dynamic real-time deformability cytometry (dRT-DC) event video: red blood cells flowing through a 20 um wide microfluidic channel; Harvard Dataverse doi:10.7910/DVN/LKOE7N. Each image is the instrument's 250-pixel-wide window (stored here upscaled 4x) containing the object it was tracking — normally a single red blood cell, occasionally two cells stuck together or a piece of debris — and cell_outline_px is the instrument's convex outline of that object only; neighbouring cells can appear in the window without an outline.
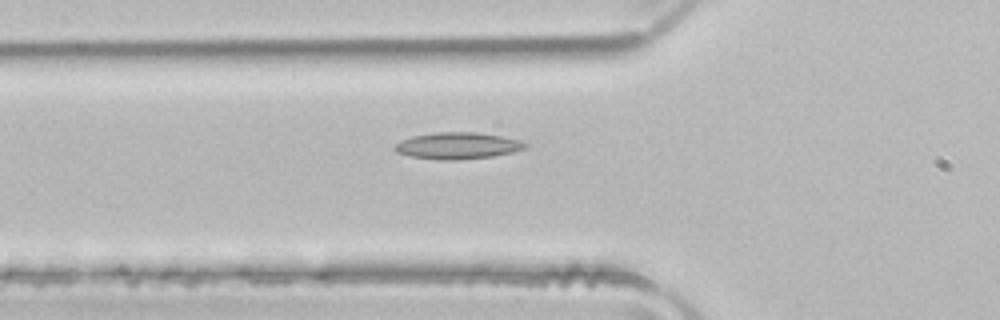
{"species": "common noctule bat (a hibernating species)", "species_latin": "Nyctalus noctula", "temperature_condition": "room temperature", "stored_images_in_passage": 35, "camera_frame_rate_fps": 3000, "um_per_image_px": 0.085, "animal": {"sex": "male", "body_mass_g": 21.5, "forearm_length_mm": 52.0}, "frame": {"image": 1, "passage_image": 2, "time_ms": 0.333, "image_size_px": [1000, 320], "cell_outline_px": [[528, 148], [512, 152], [492, 156], [456, 160], [436, 160], [412, 156], [396, 152], [392, 148], [400, 140], [412, 136], [436, 132], [476, 132], [500, 136], [520, 140], [528, 144]], "centroid_in_image_um": [38.89, 12.38], "position_along_channel_um": 86.9, "area_um2": 20.29}}
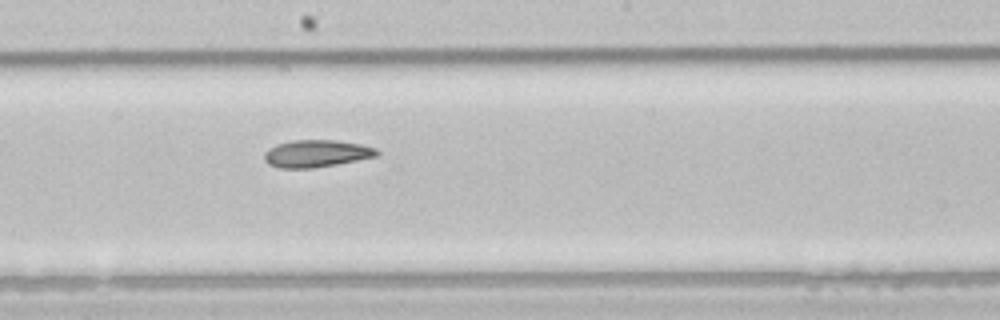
{"frame": {"image": 2, "passage_image": 12, "time_ms": 3.667, "image_size_px": [1000, 320], "cell_outline_px": [[380, 156], [336, 164], [312, 168], [280, 168], [268, 164], [264, 160], [264, 152], [268, 148], [276, 144], [292, 140], [336, 140], [360, 144], [376, 148], [380, 152]], "centroid_in_image_um": [26.9, 13.05], "position_along_channel_um": 221.3, "area_um2": 18.03}}
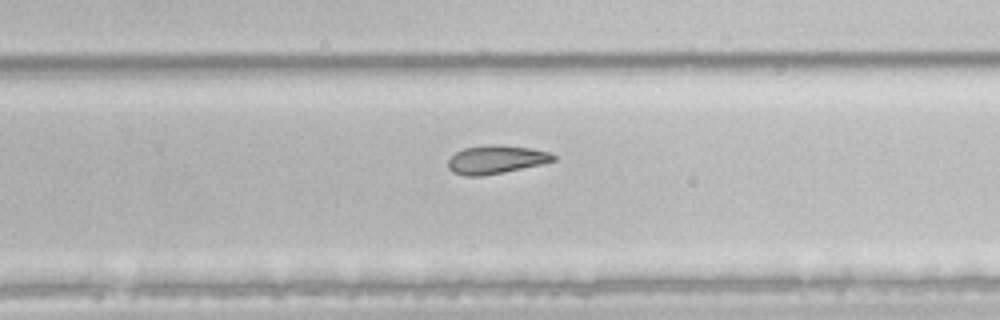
{"frame": {"image": 3, "passage_image": 17, "time_ms": 5.333, "image_size_px": [1000, 320], "cell_outline_px": [[556, 160], [540, 164], [480, 176], [464, 176], [452, 172], [448, 168], [448, 160], [456, 152], [464, 148], [488, 144], [500, 144], [532, 148], [548, 152], [556, 156]], "centroid_in_image_um": [42.13, 13.54], "position_along_channel_um": 287.7, "area_um2": 17.28}}